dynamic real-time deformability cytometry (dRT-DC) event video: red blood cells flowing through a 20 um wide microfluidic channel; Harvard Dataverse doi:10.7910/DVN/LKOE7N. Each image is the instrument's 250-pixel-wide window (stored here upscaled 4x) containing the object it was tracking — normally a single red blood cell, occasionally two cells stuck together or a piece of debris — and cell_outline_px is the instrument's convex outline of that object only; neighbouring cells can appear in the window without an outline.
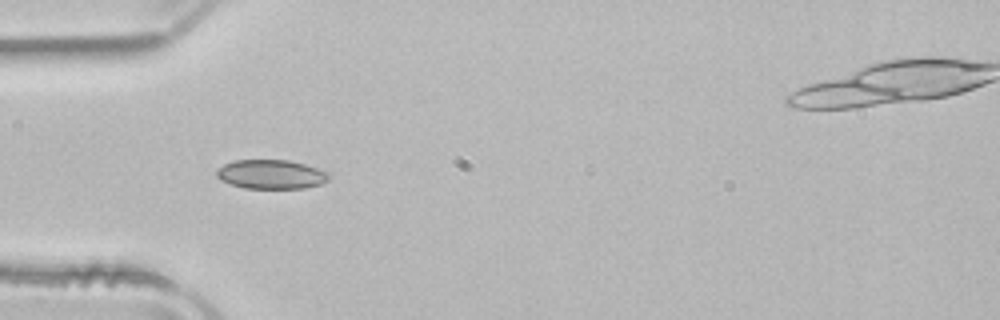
{"species": "common noctule bat (a hibernating species)", "species_latin": "Nyctalus noctula", "temperature_condition": "room temperature", "stored_images_in_passage": 4, "camera_frame_rate_fps": 3000, "um_per_image_px": 0.085, "animal": {"sex": "male", "body_mass_g": 21.5, "forearm_length_mm": 52.0}, "frame": {"image": 1, "passage_image": 3, "time_ms": 0.667, "image_size_px": [1000, 320], "cell_outline_px": [[328, 180], [320, 184], [304, 188], [244, 188], [220, 180], [216, 176], [216, 168], [224, 164], [236, 160], [288, 160], [304, 164], [328, 172]], "centroid_in_image_um": [23.0, 14.81], "position_along_channel_um": 62.0, "area_um2": 18.96}}
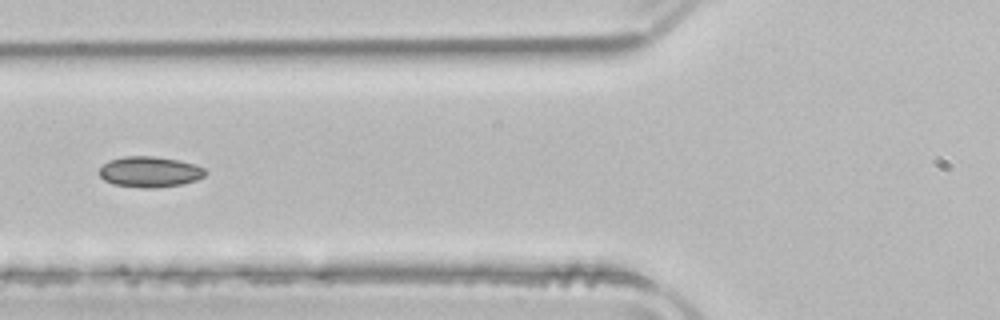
{"frame": {"image": 2, "passage_image": 4, "time_ms": 1.0, "image_size_px": [1000, 320], "cell_outline_px": [[208, 172], [204, 176], [196, 180], [180, 184], [152, 188], [144, 188], [112, 184], [104, 180], [100, 176], [100, 168], [108, 160], [124, 156], [152, 156], [180, 160], [196, 164], [204, 168]], "centroid_in_image_um": [12.74, 14.59], "position_along_channel_um": 113.1, "area_um2": 19.02}}